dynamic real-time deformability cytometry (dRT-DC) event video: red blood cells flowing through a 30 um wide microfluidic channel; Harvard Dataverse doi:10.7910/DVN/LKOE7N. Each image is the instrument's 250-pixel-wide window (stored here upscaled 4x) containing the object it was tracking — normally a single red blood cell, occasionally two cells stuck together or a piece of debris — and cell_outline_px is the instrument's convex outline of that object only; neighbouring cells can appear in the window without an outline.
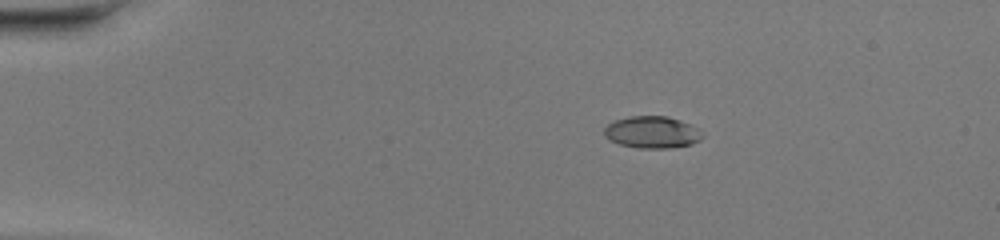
{"species": "common noctule bat (a hibernating species)", "species_latin": "Nyctalus noctula", "temperature_condition": "warm", "stored_images_in_passage": 49, "camera_frame_rate_fps": 3000, "um_per_image_px": 0.085, "animal": {"sex": "female", "body_mass_g": 20.0, "forearm_length_mm": 54.0}, "frame": {"image": 1, "passage_image": 10, "time_ms": 3.0, "image_size_px": [1000, 240], "cell_outline_px": [[704, 136], [700, 140], [692, 144], [668, 148], [636, 148], [620, 144], [608, 140], [604, 136], [604, 128], [608, 124], [616, 120], [628, 116], [668, 116], [680, 120], [696, 128]], "centroid_in_image_um": [55.39, 11.24], "position_along_channel_um": 29.6, "area_um2": 18.26}}
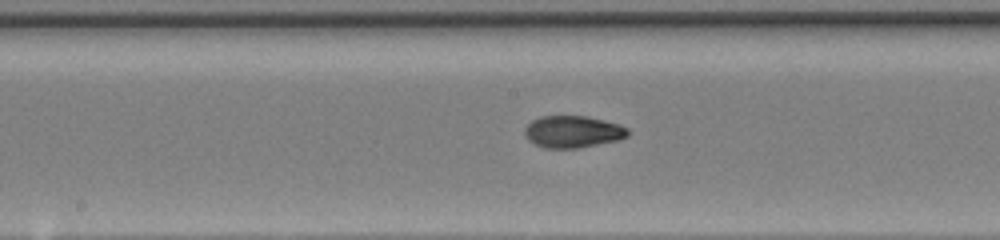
{"frame": {"image": 2, "passage_image": 27, "time_ms": 8.667, "image_size_px": [1000, 240], "cell_outline_px": [[628, 136], [616, 140], [576, 148], [544, 148], [528, 140], [524, 136], [524, 128], [532, 120], [540, 116], [588, 116], [620, 124], [628, 128]], "centroid_in_image_um": [48.66, 11.18], "position_along_channel_um": 199.5, "area_um2": 19.19}}
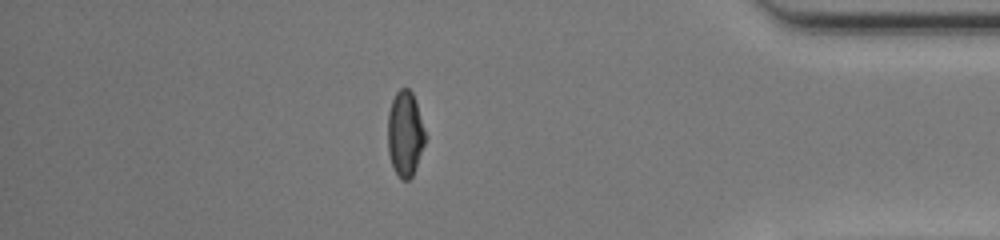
{"frame": {"image": 3, "passage_image": 43, "time_ms": 14.0, "image_size_px": [1000, 240], "cell_outline_px": [[428, 136], [416, 168], [412, 176], [408, 180], [400, 180], [392, 168], [388, 152], [388, 112], [392, 100], [396, 92], [400, 88], [408, 88], [412, 92], [416, 100]], "centroid_in_image_um": [34.46, 11.38], "position_along_channel_um": 400.7, "area_um2": 19.25}, "authors_computed_cell_mechanics": {"area_um2": 18.7272, "velocity_mm_per_s": 4.3506, "shape_relaxation_time_tau1_ms": null, "shape_relaxation_time_tau2_ms": 1.2719, "deformation_change_tau1": null, "deformation_change_tau2": 0.0482}}